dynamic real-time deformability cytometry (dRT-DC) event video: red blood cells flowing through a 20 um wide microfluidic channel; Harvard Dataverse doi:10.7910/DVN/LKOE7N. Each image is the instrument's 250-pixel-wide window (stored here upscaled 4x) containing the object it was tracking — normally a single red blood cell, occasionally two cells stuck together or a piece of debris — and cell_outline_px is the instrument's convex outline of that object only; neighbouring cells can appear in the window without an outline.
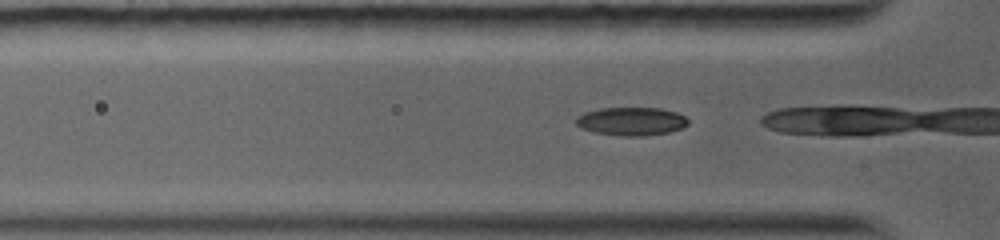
{"species": "common noctule bat (a hibernating species)", "species_latin": "Nyctalus noctula", "temperature_condition": "warm", "stored_images_in_passage": 5, "camera_frame_rate_fps": 5000, "um_per_image_px": 0.085, "animal": {"sex": "female", "body_mass_g": 19.0, "forearm_length_mm": 56.7}, "frame": {"image": 1, "passage_image": 2, "time_ms": 0.4, "image_size_px": [1000, 240], "cell_outline_px": [[688, 124], [680, 128], [668, 132], [644, 136], [620, 136], [592, 132], [580, 128], [576, 124], [576, 116], [584, 112], [600, 108], [660, 108], [676, 112], [684, 116], [688, 120]], "centroid_in_image_um": [53.61, 10.31], "position_along_channel_um": 72.2, "area_um2": 18.55}}